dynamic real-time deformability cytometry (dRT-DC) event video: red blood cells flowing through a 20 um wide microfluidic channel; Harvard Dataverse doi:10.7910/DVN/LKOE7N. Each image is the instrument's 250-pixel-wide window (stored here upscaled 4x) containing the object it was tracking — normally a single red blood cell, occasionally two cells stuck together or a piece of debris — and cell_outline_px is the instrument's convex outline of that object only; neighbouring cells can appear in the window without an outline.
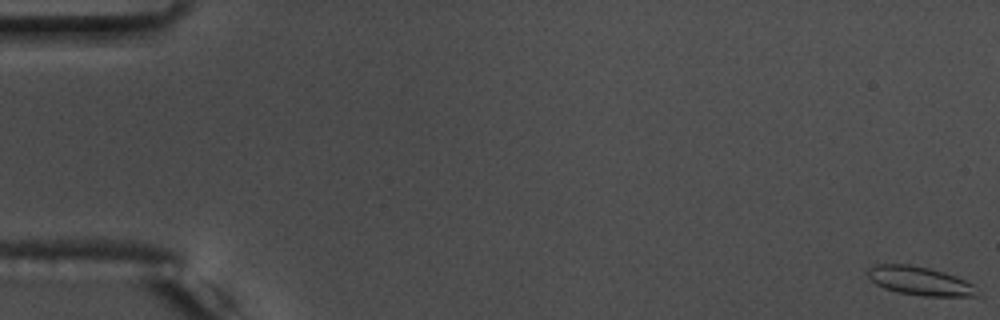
{"species": "common noctule bat (a hibernating species)", "species_latin": "Nyctalus noctula", "temperature_condition": "warm", "stored_images_in_passage": 17, "camera_frame_rate_fps": 3000, "um_per_image_px": 0.085, "animal": {"sex": "male", "body_mass_g": 17.5, "forearm_length_mm": 52.3}, "frame": {"image": 1, "passage_image": 1, "time_ms": 0.0, "image_size_px": [1000, 320], "cell_outline_px": [[980, 296], [924, 296], [900, 292], [884, 288], [876, 284], [868, 276], [868, 268], [876, 264], [908, 264], [928, 268], [944, 272], [956, 276], [972, 284]], "centroid_in_image_um": [78.18, 23.87], "position_along_channel_um": 6.8, "area_um2": 18.03}}
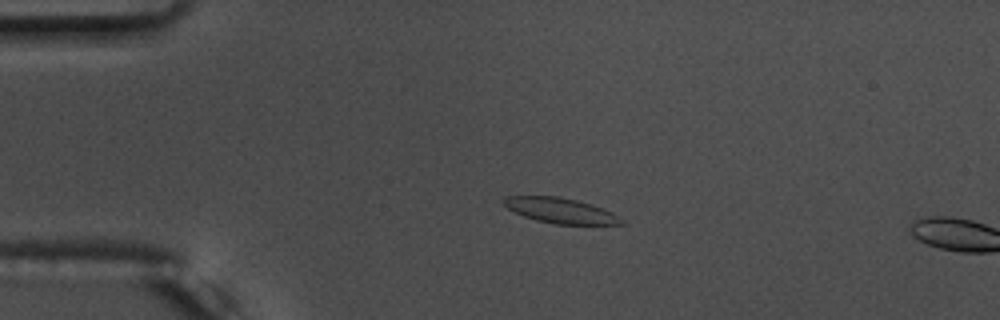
{"frame": {"image": 2, "passage_image": 14, "time_ms": 4.333, "image_size_px": [1000, 320], "cell_outline_px": [[624, 224], [556, 224], [536, 220], [524, 216], [508, 208], [504, 204], [504, 196], [560, 196], [592, 204], [612, 212], [620, 216], [624, 220]], "centroid_in_image_um": [47.68, 17.89], "position_along_channel_um": 37.3, "area_um2": 17.22}}